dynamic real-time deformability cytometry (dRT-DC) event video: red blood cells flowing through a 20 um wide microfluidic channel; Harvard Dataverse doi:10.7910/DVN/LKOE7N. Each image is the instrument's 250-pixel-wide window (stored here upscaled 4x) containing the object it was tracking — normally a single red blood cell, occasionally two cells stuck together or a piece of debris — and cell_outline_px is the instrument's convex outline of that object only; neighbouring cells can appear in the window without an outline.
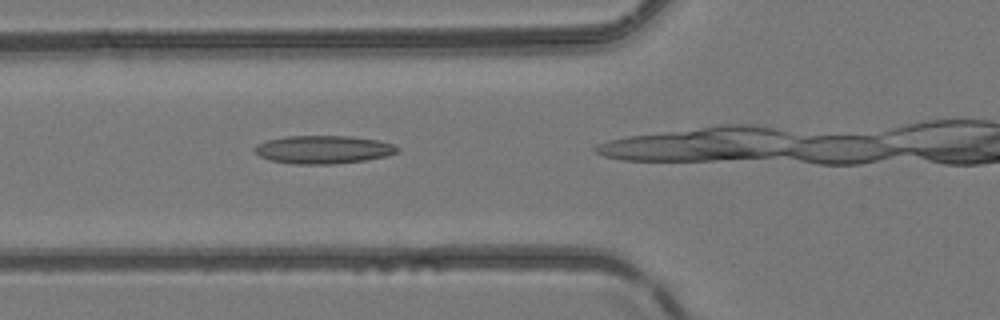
{"species": "common noctule bat (a hibernating species)", "species_latin": "Nyctalus noctula", "temperature_condition": "room temperature", "stored_images_in_passage": 15, "camera_frame_rate_fps": 3000, "um_per_image_px": 0.085, "animal": {"sex": "female", "body_mass_g": 24.6, "forearm_length_mm": 56.2}, "frame": {"image": 1, "passage_image": 9, "time_ms": 2.667, "image_size_px": [1000, 320], "cell_outline_px": [[400, 152], [388, 156], [364, 160], [332, 164], [292, 164], [268, 160], [260, 156], [252, 148], [256, 144], [264, 140], [284, 136], [352, 136], [380, 140], [392, 144], [400, 148]], "centroid_in_image_um": [27.47, 12.71], "position_along_channel_um": 98.3, "area_um2": 23.76}}